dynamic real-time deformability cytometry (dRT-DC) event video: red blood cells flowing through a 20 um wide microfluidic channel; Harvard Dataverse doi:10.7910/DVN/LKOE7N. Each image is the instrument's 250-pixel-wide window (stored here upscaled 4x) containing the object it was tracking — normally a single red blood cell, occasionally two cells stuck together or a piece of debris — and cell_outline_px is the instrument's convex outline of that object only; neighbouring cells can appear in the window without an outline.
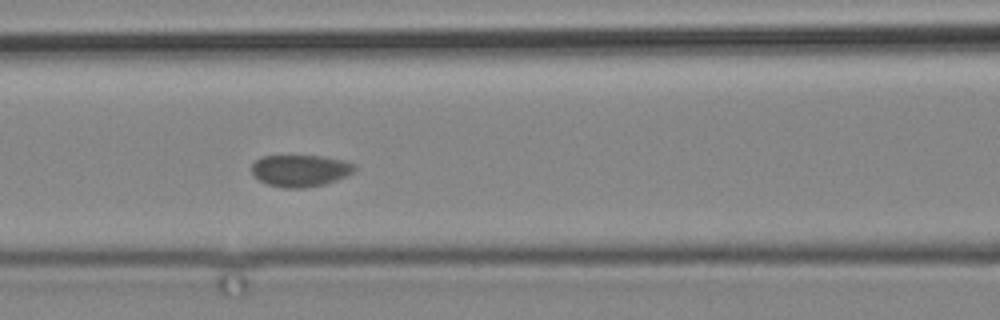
{"species": "common noctule bat (a hibernating species)", "species_latin": "Nyctalus noctula", "temperature_condition": "cold", "stored_images_in_passage": 3, "camera_frame_rate_fps": 3000, "um_per_image_px": 0.085, "animal": {"sex": "male", "body_mass_g": 19.2, "forearm_length_mm": 51.8}, "frame": {"image": 1, "passage_image": 3, "time_ms": 2.0, "image_size_px": [1000, 320], "cell_outline_px": [[356, 168], [348, 176], [324, 184], [304, 188], [284, 188], [268, 184], [260, 180], [252, 172], [252, 164], [260, 156], [320, 156], [344, 160], [356, 164]], "centroid_in_image_um": [25.55, 14.5], "position_along_channel_um": 141.0, "area_um2": 19.07}}